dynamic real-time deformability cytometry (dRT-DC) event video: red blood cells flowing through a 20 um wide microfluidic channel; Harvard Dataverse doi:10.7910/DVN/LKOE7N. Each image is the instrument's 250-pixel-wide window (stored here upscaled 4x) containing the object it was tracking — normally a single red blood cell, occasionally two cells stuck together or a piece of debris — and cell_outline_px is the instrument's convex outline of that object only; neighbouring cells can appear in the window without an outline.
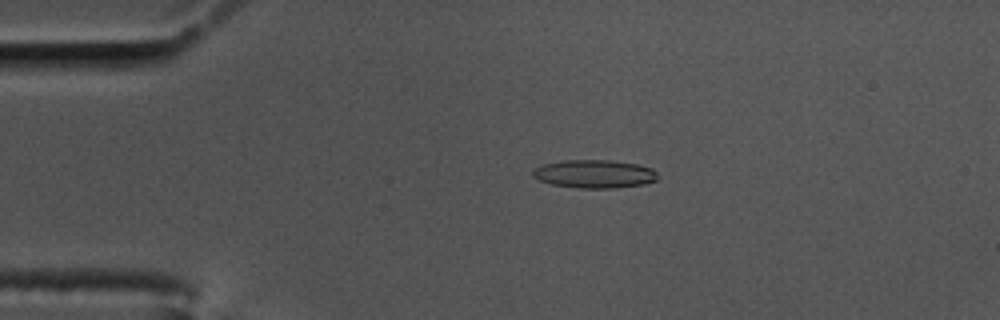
{"species": "common noctule bat (a hibernating species)", "species_latin": "Nyctalus noctula", "temperature_condition": "cold", "stored_images_in_passage": 57, "camera_frame_rate_fps": 3000, "um_per_image_px": 0.085, "animal": {"sex": "male", "body_mass_g": 17.5, "forearm_length_mm": 52.3}, "frame": {"image": 1, "passage_image": 12, "time_ms": 3.667, "image_size_px": [1000, 320], "cell_outline_px": [[656, 180], [644, 184], [616, 188], [580, 188], [552, 184], [540, 180], [532, 176], [532, 172], [536, 168], [544, 164], [564, 160], [612, 160], [636, 164], [652, 168], [656, 172]], "centroid_in_image_um": [50.53, 14.78], "position_along_channel_um": 34.5, "area_um2": 20.4}}
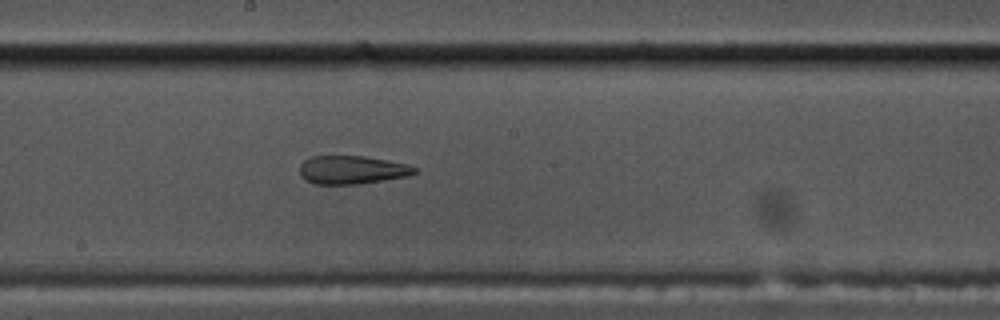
{"frame": {"image": 2, "passage_image": 31, "time_ms": 10.0, "image_size_px": [1000, 320], "cell_outline_px": [[416, 172], [408, 176], [356, 184], [316, 184], [304, 180], [300, 176], [300, 164], [304, 160], [312, 156], [364, 156], [408, 164], [416, 168]], "centroid_in_image_um": [29.88, 14.43], "position_along_channel_um": 218.3, "area_um2": 18.9}}
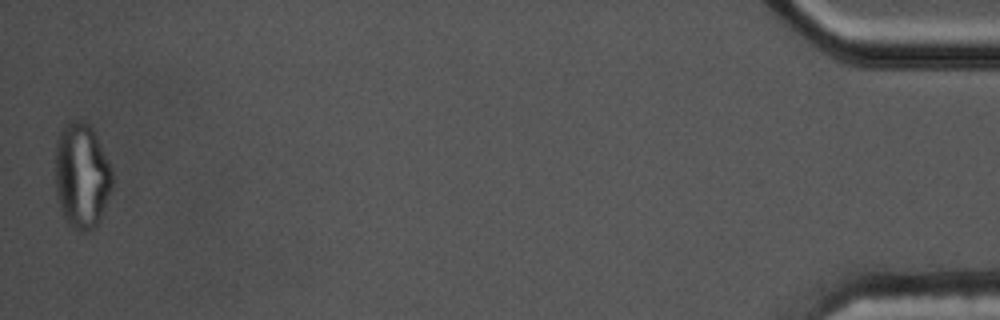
{"frame": {"image": 3, "passage_image": 57, "time_ms": 18.667, "image_size_px": [1000, 320], "cell_outline_px": [[112, 188], [100, 220], [96, 228], [88, 232], [76, 232], [68, 224], [64, 216], [56, 192], [56, 140], [64, 124], [72, 120], [84, 120], [92, 128], [112, 168]], "centroid_in_image_um": [6.96, 14.96], "position_along_channel_um": 428.2, "area_um2": 35.26}, "authors_computed_cell_mechanics": {"area_um2": 19.9988, "velocity_mm_per_s": 3.5065, "shape_relaxation_time_tau1_ms": null, "shape_relaxation_time_tau2_ms": 2.4597, "deformation_change_tau1": null, "deformation_change_tau2": 0.1157}}